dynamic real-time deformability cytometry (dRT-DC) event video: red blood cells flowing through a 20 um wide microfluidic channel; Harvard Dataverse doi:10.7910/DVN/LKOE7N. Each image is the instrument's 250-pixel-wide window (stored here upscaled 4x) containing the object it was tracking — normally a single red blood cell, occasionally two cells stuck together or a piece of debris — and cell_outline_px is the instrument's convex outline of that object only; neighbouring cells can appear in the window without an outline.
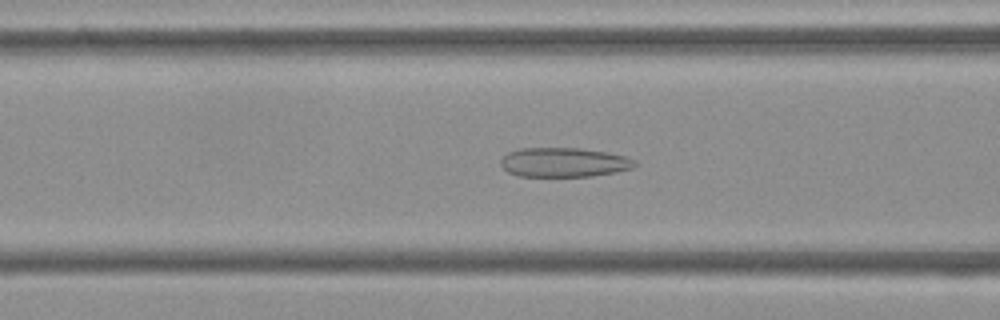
{"species": "Egyptian fruit bat (a non-hibernating species)", "species_latin": "Rousettus aegyptiacus", "temperature_condition": "cold", "stored_images_in_passage": 52, "segment_of_instrument_passage": [1, 2], "camera_frame_rate_fps": 3000, "um_per_image_px": 0.085, "frame": {"image": 1, "passage_image": 18, "time_ms": 5.667, "image_size_px": [1000, 320], "cell_outline_px": [[636, 164], [632, 168], [616, 172], [592, 176], [520, 176], [508, 172], [500, 164], [500, 160], [508, 152], [520, 148], [580, 148], [608, 152], [624, 156], [636, 160]], "centroid_in_image_um": [47.93, 13.79], "position_along_channel_um": 118.7, "area_um2": 22.95}}
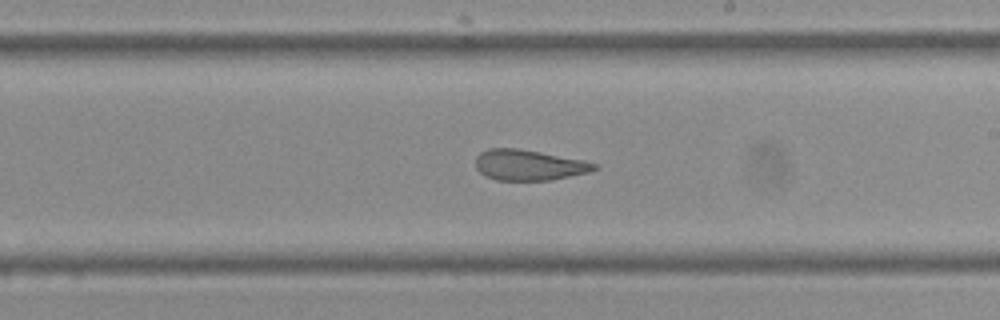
{"frame": {"image": 2, "passage_image": 28, "time_ms": 9.0, "image_size_px": [1000, 320], "cell_outline_px": [[600, 168], [588, 172], [552, 180], [496, 180], [484, 176], [476, 168], [476, 156], [480, 152], [488, 148], [520, 148], [584, 160], [600, 164]], "centroid_in_image_um": [44.97, 14.02], "position_along_channel_um": 244.0, "area_um2": 21.44}}
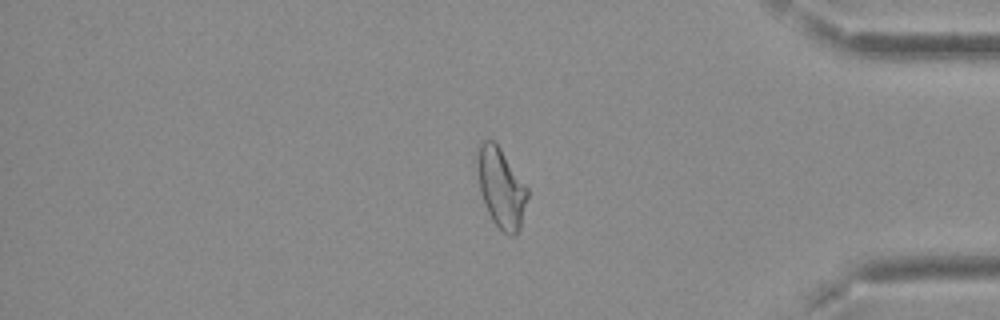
{"frame": {"image": 3, "passage_image": 42, "time_ms": 13.667, "image_size_px": [1000, 320], "cell_outline_px": [[528, 196], [520, 228], [516, 236], [508, 236], [492, 220], [484, 204], [480, 192], [480, 144], [484, 140], [492, 140], [500, 148], [528, 188]], "centroid_in_image_um": [42.65, 16.05], "position_along_channel_um": 392.5, "area_um2": 22.43}}